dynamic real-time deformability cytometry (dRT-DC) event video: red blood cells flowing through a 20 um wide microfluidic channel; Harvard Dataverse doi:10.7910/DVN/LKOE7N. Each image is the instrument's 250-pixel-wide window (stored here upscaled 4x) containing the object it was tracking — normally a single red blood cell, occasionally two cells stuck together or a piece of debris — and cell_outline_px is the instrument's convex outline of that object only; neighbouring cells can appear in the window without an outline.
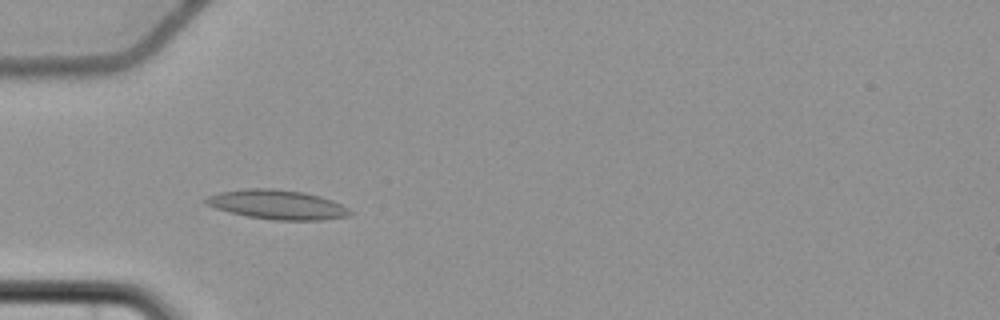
{"species": "common noctule bat (a hibernating species)", "species_latin": "Nyctalus noctula", "temperature_condition": "cold", "stored_images_in_passage": 53, "camera_frame_rate_fps": 3000, "um_per_image_px": 0.085, "animal": {"sex": "female", "body_mass_g": 22.7, "forearm_length_mm": 54.2}, "frame": {"image": 1, "passage_image": 19, "time_ms": 6.0, "image_size_px": [1000, 320], "cell_outline_px": [[352, 212], [348, 216], [324, 220], [276, 220], [248, 216], [216, 208], [204, 204], [204, 200], [208, 196], [220, 192], [248, 188], [272, 188], [304, 192], [320, 196], [332, 200], [348, 208]], "centroid_in_image_um": [23.58, 17.38], "position_along_channel_um": 61.4, "area_um2": 24.51}}
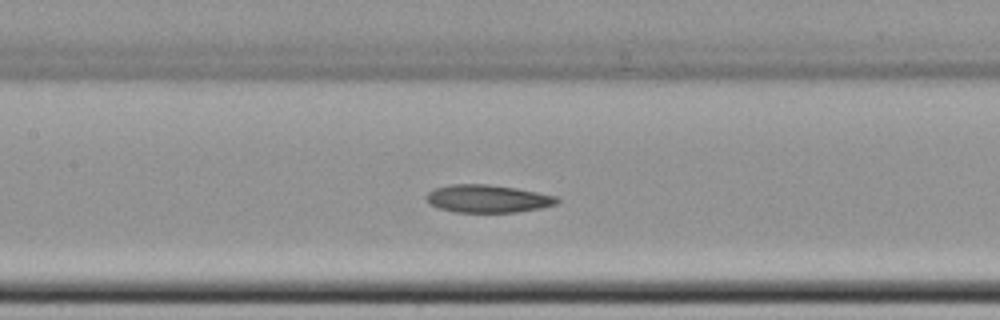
{"frame": {"image": 2, "passage_image": 28, "time_ms": 9.0, "image_size_px": [1000, 320], "cell_outline_px": [[560, 200], [556, 204], [540, 208], [516, 212], [456, 212], [440, 208], [428, 204], [424, 196], [428, 192], [436, 188], [448, 184], [488, 184], [516, 188], [556, 196]], "centroid_in_image_um": [41.41, 16.88], "position_along_channel_um": 166.0, "area_um2": 21.15}}
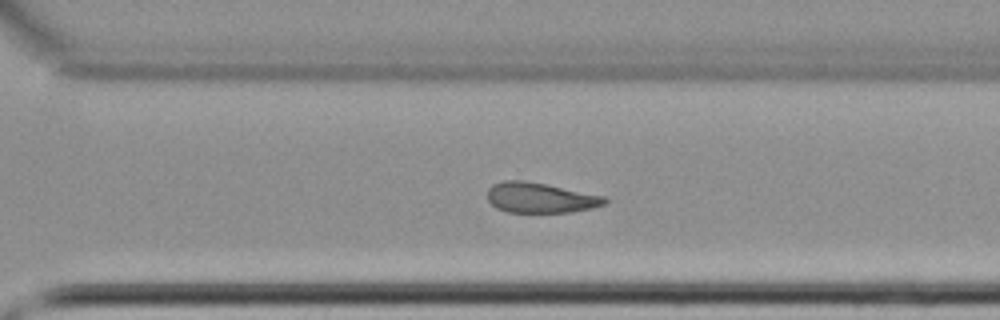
{"frame": {"image": 3, "passage_image": 41, "time_ms": 13.333, "image_size_px": [1000, 320], "cell_outline_px": [[608, 200], [604, 204], [592, 208], [568, 212], [508, 212], [496, 208], [488, 200], [488, 188], [492, 184], [504, 180], [524, 180], [604, 196]], "centroid_in_image_um": [45.88, 16.8], "position_along_channel_um": 324.7, "area_um2": 20.46}}